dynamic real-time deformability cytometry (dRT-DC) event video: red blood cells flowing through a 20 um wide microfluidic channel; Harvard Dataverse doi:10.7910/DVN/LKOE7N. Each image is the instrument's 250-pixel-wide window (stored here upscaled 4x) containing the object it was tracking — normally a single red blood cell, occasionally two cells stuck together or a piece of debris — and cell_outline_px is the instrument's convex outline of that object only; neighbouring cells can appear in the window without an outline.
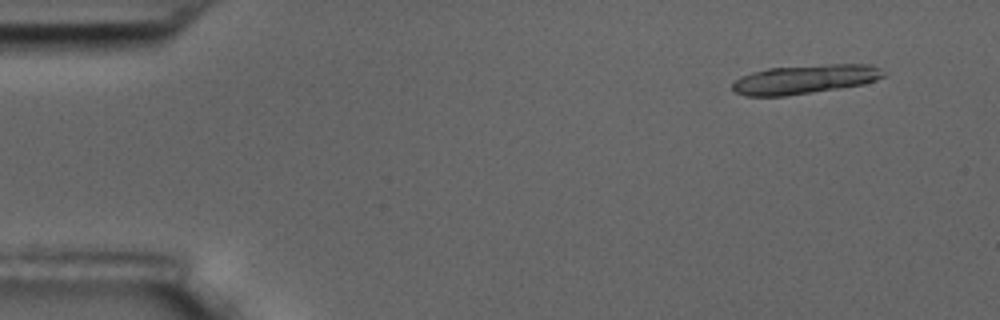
{"species": "common noctule bat (a hibernating species)", "species_latin": "Nyctalus noctula", "temperature_condition": "room temperature", "stored_images_in_passage": 9, "segment_of_instrument_passage": [1, 2], "camera_frame_rate_fps": 3000, "um_per_image_px": 0.085, "animal": {"sex": "male", "body_mass_g": 17.5, "forearm_length_mm": 52.3}, "frame": {"image": 1, "passage_image": 2, "time_ms": 1.333, "image_size_px": [1000, 320], "cell_outline_px": [[888, 72], [884, 76], [876, 80], [864, 84], [840, 88], [784, 96], [744, 96], [736, 92], [732, 88], [732, 84], [740, 76], [752, 72], [768, 68], [828, 64], [872, 64]], "centroid_in_image_um": [68.45, 6.73], "position_along_channel_um": 16.5, "area_um2": 25.72}}